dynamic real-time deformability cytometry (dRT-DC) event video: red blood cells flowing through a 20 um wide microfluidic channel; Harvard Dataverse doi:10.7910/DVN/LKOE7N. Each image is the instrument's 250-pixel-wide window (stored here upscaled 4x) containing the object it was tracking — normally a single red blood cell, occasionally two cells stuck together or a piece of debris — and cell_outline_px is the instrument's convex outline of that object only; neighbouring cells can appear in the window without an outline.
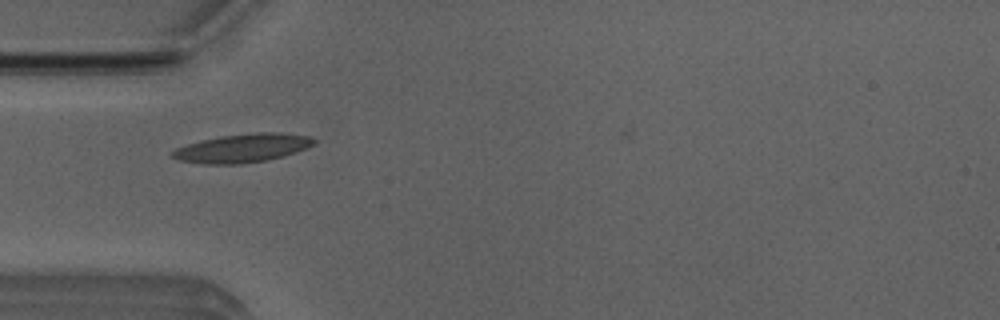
{"species": "Egyptian fruit bat (a non-hibernating species)", "species_latin": "Rousettus aegyptiacus", "temperature_condition": "room temperature", "stored_images_in_passage": 29, "camera_frame_rate_fps": 3000, "um_per_image_px": 0.085, "animal": {"sex": "male"}, "frame": {"image": 1, "passage_image": 3, "time_ms": 0.667, "image_size_px": [1000, 320], "cell_outline_px": [[316, 144], [284, 156], [268, 160], [240, 164], [204, 164], [180, 160], [172, 156], [168, 152], [176, 148], [200, 140], [220, 136], [256, 132], [280, 132], [308, 136], [316, 140]], "centroid_in_image_um": [20.61, 12.59], "position_along_channel_um": 64.4, "area_um2": 23.64}}
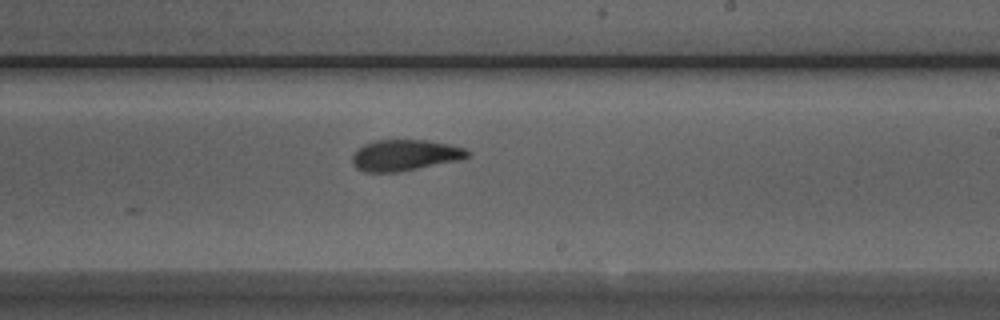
{"frame": {"image": 2, "passage_image": 18, "time_ms": 5.667, "image_size_px": [1000, 320], "cell_outline_px": [[472, 152], [468, 156], [460, 160], [396, 172], [364, 172], [356, 168], [352, 164], [352, 156], [364, 144], [376, 140], [428, 140], [448, 144], [464, 148]], "centroid_in_image_um": [34.42, 13.19], "position_along_channel_um": 254.6, "area_um2": 20.75}}
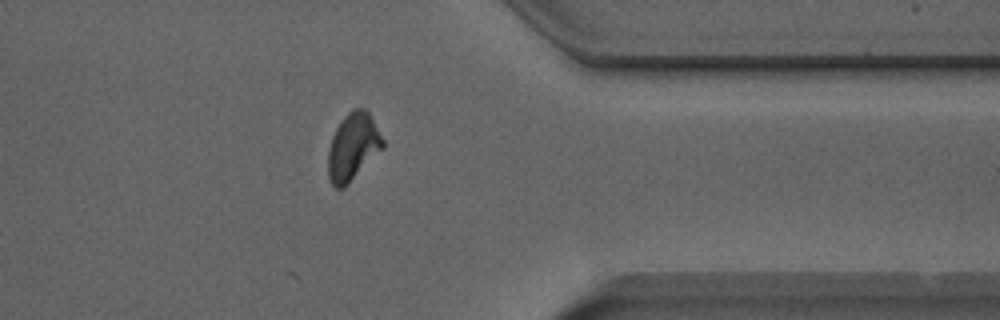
{"frame": {"image": 3, "passage_image": 29, "time_ms": 9.333, "image_size_px": [1000, 320], "cell_outline_px": [[384, 148], [344, 188], [336, 188], [332, 184], [328, 176], [328, 152], [332, 136], [336, 128], [344, 116], [352, 108], [364, 108], [368, 112], [384, 140]], "centroid_in_image_um": [30.0, 12.48], "position_along_channel_um": 381.4, "area_um2": 21.39}, "authors_computed_cell_mechanics": {"area_um2": 21.1548, "velocity_mm_per_s": 3.8154, "shape_relaxation_time_tau1_ms": 3.6622, "shape_relaxation_time_tau2_ms": 2.4477, "deformation_change_tau1": 0.1627, "deformation_change_tau2": 0.0941}}